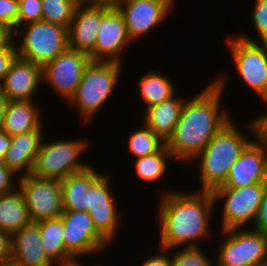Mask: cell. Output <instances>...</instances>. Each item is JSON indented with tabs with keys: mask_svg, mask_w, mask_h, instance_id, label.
I'll list each match as a JSON object with an SVG mask.
<instances>
[{
	"mask_svg": "<svg viewBox=\"0 0 267 266\" xmlns=\"http://www.w3.org/2000/svg\"><path fill=\"white\" fill-rule=\"evenodd\" d=\"M215 76L199 93L185 99L180 119L166 142L175 163H187L188 167L232 118L231 110L222 104L228 73L220 72Z\"/></svg>",
	"mask_w": 267,
	"mask_h": 266,
	"instance_id": "6da1fadb",
	"label": "cell"
},
{
	"mask_svg": "<svg viewBox=\"0 0 267 266\" xmlns=\"http://www.w3.org/2000/svg\"><path fill=\"white\" fill-rule=\"evenodd\" d=\"M160 189L155 216L160 237L157 247L167 250L202 247L201 240H214L210 229L216 210L212 191Z\"/></svg>",
	"mask_w": 267,
	"mask_h": 266,
	"instance_id": "7a4b0ae2",
	"label": "cell"
},
{
	"mask_svg": "<svg viewBox=\"0 0 267 266\" xmlns=\"http://www.w3.org/2000/svg\"><path fill=\"white\" fill-rule=\"evenodd\" d=\"M233 119L234 117L227 121L201 153L189 164L193 166L194 163H197L199 167L197 172L200 178V189L195 190L213 191L216 187L221 186L225 182L231 166L253 140L247 136L250 134V137H253L250 121H246L244 124L246 127L243 126V131Z\"/></svg>",
	"mask_w": 267,
	"mask_h": 266,
	"instance_id": "3957f363",
	"label": "cell"
},
{
	"mask_svg": "<svg viewBox=\"0 0 267 266\" xmlns=\"http://www.w3.org/2000/svg\"><path fill=\"white\" fill-rule=\"evenodd\" d=\"M123 64L124 62L90 61L86 66L77 91L66 102L75 108L82 125L97 119L94 116L111 100L112 93L117 90L120 74L123 73Z\"/></svg>",
	"mask_w": 267,
	"mask_h": 266,
	"instance_id": "277c9868",
	"label": "cell"
},
{
	"mask_svg": "<svg viewBox=\"0 0 267 266\" xmlns=\"http://www.w3.org/2000/svg\"><path fill=\"white\" fill-rule=\"evenodd\" d=\"M47 137L46 133L35 157L30 175L40 179L61 181L92 165V163L85 162L81 156H84L90 147V141L87 138L61 140L59 138L50 141Z\"/></svg>",
	"mask_w": 267,
	"mask_h": 266,
	"instance_id": "5b68a950",
	"label": "cell"
},
{
	"mask_svg": "<svg viewBox=\"0 0 267 266\" xmlns=\"http://www.w3.org/2000/svg\"><path fill=\"white\" fill-rule=\"evenodd\" d=\"M14 41L18 57L43 67L69 48L68 28L40 20L19 26Z\"/></svg>",
	"mask_w": 267,
	"mask_h": 266,
	"instance_id": "8992f818",
	"label": "cell"
},
{
	"mask_svg": "<svg viewBox=\"0 0 267 266\" xmlns=\"http://www.w3.org/2000/svg\"><path fill=\"white\" fill-rule=\"evenodd\" d=\"M215 266H267V236L249 228L218 232ZM221 238V240H220Z\"/></svg>",
	"mask_w": 267,
	"mask_h": 266,
	"instance_id": "52a82bcc",
	"label": "cell"
},
{
	"mask_svg": "<svg viewBox=\"0 0 267 266\" xmlns=\"http://www.w3.org/2000/svg\"><path fill=\"white\" fill-rule=\"evenodd\" d=\"M225 42L239 79L260 101H267V43L245 40L236 33L226 36Z\"/></svg>",
	"mask_w": 267,
	"mask_h": 266,
	"instance_id": "ba28073f",
	"label": "cell"
},
{
	"mask_svg": "<svg viewBox=\"0 0 267 266\" xmlns=\"http://www.w3.org/2000/svg\"><path fill=\"white\" fill-rule=\"evenodd\" d=\"M267 183H257L240 188L216 187L212 193L217 206L223 204L221 210V224L219 230L234 228H249L253 225Z\"/></svg>",
	"mask_w": 267,
	"mask_h": 266,
	"instance_id": "9c48e42d",
	"label": "cell"
},
{
	"mask_svg": "<svg viewBox=\"0 0 267 266\" xmlns=\"http://www.w3.org/2000/svg\"><path fill=\"white\" fill-rule=\"evenodd\" d=\"M111 175L103 172L91 185L88 213L96 231L112 246V242L119 237L118 230L120 231L121 218H124V215L115 200Z\"/></svg>",
	"mask_w": 267,
	"mask_h": 266,
	"instance_id": "30bf717a",
	"label": "cell"
},
{
	"mask_svg": "<svg viewBox=\"0 0 267 266\" xmlns=\"http://www.w3.org/2000/svg\"><path fill=\"white\" fill-rule=\"evenodd\" d=\"M61 219L64 226L66 250L80 263V258L105 254L111 246L95 229L87 211L63 210ZM80 259V261H79Z\"/></svg>",
	"mask_w": 267,
	"mask_h": 266,
	"instance_id": "8fae6325",
	"label": "cell"
},
{
	"mask_svg": "<svg viewBox=\"0 0 267 266\" xmlns=\"http://www.w3.org/2000/svg\"><path fill=\"white\" fill-rule=\"evenodd\" d=\"M90 61L88 55L66 49L42 67L43 86L52 88V92L61 100L68 102L77 91L83 72Z\"/></svg>",
	"mask_w": 267,
	"mask_h": 266,
	"instance_id": "7c38bea8",
	"label": "cell"
},
{
	"mask_svg": "<svg viewBox=\"0 0 267 266\" xmlns=\"http://www.w3.org/2000/svg\"><path fill=\"white\" fill-rule=\"evenodd\" d=\"M25 205L32 223L56 218L63 213L61 183L32 175L18 179Z\"/></svg>",
	"mask_w": 267,
	"mask_h": 266,
	"instance_id": "4fadbf2b",
	"label": "cell"
},
{
	"mask_svg": "<svg viewBox=\"0 0 267 266\" xmlns=\"http://www.w3.org/2000/svg\"><path fill=\"white\" fill-rule=\"evenodd\" d=\"M176 0H121L118 10L124 18L127 33L131 41L144 39L154 28L170 16ZM168 16V17H167ZM165 20V21H164Z\"/></svg>",
	"mask_w": 267,
	"mask_h": 266,
	"instance_id": "5bb4252c",
	"label": "cell"
},
{
	"mask_svg": "<svg viewBox=\"0 0 267 266\" xmlns=\"http://www.w3.org/2000/svg\"><path fill=\"white\" fill-rule=\"evenodd\" d=\"M132 43L118 8L106 9L101 16L96 45L89 56L90 60L122 63L125 59L123 54Z\"/></svg>",
	"mask_w": 267,
	"mask_h": 266,
	"instance_id": "9a60e30c",
	"label": "cell"
},
{
	"mask_svg": "<svg viewBox=\"0 0 267 266\" xmlns=\"http://www.w3.org/2000/svg\"><path fill=\"white\" fill-rule=\"evenodd\" d=\"M42 86V66L17 56L0 84V93L8 101H34Z\"/></svg>",
	"mask_w": 267,
	"mask_h": 266,
	"instance_id": "2e32d148",
	"label": "cell"
},
{
	"mask_svg": "<svg viewBox=\"0 0 267 266\" xmlns=\"http://www.w3.org/2000/svg\"><path fill=\"white\" fill-rule=\"evenodd\" d=\"M257 183H267V151L253 139L218 187L240 188Z\"/></svg>",
	"mask_w": 267,
	"mask_h": 266,
	"instance_id": "e0dca14e",
	"label": "cell"
},
{
	"mask_svg": "<svg viewBox=\"0 0 267 266\" xmlns=\"http://www.w3.org/2000/svg\"><path fill=\"white\" fill-rule=\"evenodd\" d=\"M104 7L77 6L68 27L69 49L90 56L96 45Z\"/></svg>",
	"mask_w": 267,
	"mask_h": 266,
	"instance_id": "ac0fdd59",
	"label": "cell"
},
{
	"mask_svg": "<svg viewBox=\"0 0 267 266\" xmlns=\"http://www.w3.org/2000/svg\"><path fill=\"white\" fill-rule=\"evenodd\" d=\"M44 125L43 123L39 128L26 134L11 136L3 163L19 178L28 176L32 171L35 157L45 136Z\"/></svg>",
	"mask_w": 267,
	"mask_h": 266,
	"instance_id": "d6986e66",
	"label": "cell"
},
{
	"mask_svg": "<svg viewBox=\"0 0 267 266\" xmlns=\"http://www.w3.org/2000/svg\"><path fill=\"white\" fill-rule=\"evenodd\" d=\"M11 259L22 266H56L45 253L36 223H30L12 235Z\"/></svg>",
	"mask_w": 267,
	"mask_h": 266,
	"instance_id": "ffe728a7",
	"label": "cell"
},
{
	"mask_svg": "<svg viewBox=\"0 0 267 266\" xmlns=\"http://www.w3.org/2000/svg\"><path fill=\"white\" fill-rule=\"evenodd\" d=\"M185 99L175 94L168 100L151 106L143 111L142 121L165 143L172 136L175 126L180 119Z\"/></svg>",
	"mask_w": 267,
	"mask_h": 266,
	"instance_id": "44dd1931",
	"label": "cell"
},
{
	"mask_svg": "<svg viewBox=\"0 0 267 266\" xmlns=\"http://www.w3.org/2000/svg\"><path fill=\"white\" fill-rule=\"evenodd\" d=\"M98 170L93 164L60 181L63 210L88 212L90 187L103 174Z\"/></svg>",
	"mask_w": 267,
	"mask_h": 266,
	"instance_id": "7402d4cb",
	"label": "cell"
},
{
	"mask_svg": "<svg viewBox=\"0 0 267 266\" xmlns=\"http://www.w3.org/2000/svg\"><path fill=\"white\" fill-rule=\"evenodd\" d=\"M35 101H8L2 130L10 136L29 133L43 123L41 106Z\"/></svg>",
	"mask_w": 267,
	"mask_h": 266,
	"instance_id": "603a6c76",
	"label": "cell"
},
{
	"mask_svg": "<svg viewBox=\"0 0 267 266\" xmlns=\"http://www.w3.org/2000/svg\"><path fill=\"white\" fill-rule=\"evenodd\" d=\"M48 258L57 266L80 264L67 250L64 243V226L61 216L36 223Z\"/></svg>",
	"mask_w": 267,
	"mask_h": 266,
	"instance_id": "cb8c5ba5",
	"label": "cell"
},
{
	"mask_svg": "<svg viewBox=\"0 0 267 266\" xmlns=\"http://www.w3.org/2000/svg\"><path fill=\"white\" fill-rule=\"evenodd\" d=\"M137 80L139 97L143 101L144 111L162 101L168 100L176 94V83L169 76L159 71L143 72ZM175 83V84H174Z\"/></svg>",
	"mask_w": 267,
	"mask_h": 266,
	"instance_id": "d4e9b609",
	"label": "cell"
},
{
	"mask_svg": "<svg viewBox=\"0 0 267 266\" xmlns=\"http://www.w3.org/2000/svg\"><path fill=\"white\" fill-rule=\"evenodd\" d=\"M30 223L29 212L18 187L10 193L0 195V230L13 235Z\"/></svg>",
	"mask_w": 267,
	"mask_h": 266,
	"instance_id": "484cf974",
	"label": "cell"
},
{
	"mask_svg": "<svg viewBox=\"0 0 267 266\" xmlns=\"http://www.w3.org/2000/svg\"><path fill=\"white\" fill-rule=\"evenodd\" d=\"M135 176L143 183L160 182L168 174V164L174 162L171 152L166 145L155 154L134 159Z\"/></svg>",
	"mask_w": 267,
	"mask_h": 266,
	"instance_id": "4316f807",
	"label": "cell"
},
{
	"mask_svg": "<svg viewBox=\"0 0 267 266\" xmlns=\"http://www.w3.org/2000/svg\"><path fill=\"white\" fill-rule=\"evenodd\" d=\"M141 123V128L133 129L126 141L127 152L135 159L155 154L166 145L148 126Z\"/></svg>",
	"mask_w": 267,
	"mask_h": 266,
	"instance_id": "83f0119b",
	"label": "cell"
},
{
	"mask_svg": "<svg viewBox=\"0 0 267 266\" xmlns=\"http://www.w3.org/2000/svg\"><path fill=\"white\" fill-rule=\"evenodd\" d=\"M41 3L42 20L69 27L77 7L75 0H41Z\"/></svg>",
	"mask_w": 267,
	"mask_h": 266,
	"instance_id": "f1b7e54d",
	"label": "cell"
},
{
	"mask_svg": "<svg viewBox=\"0 0 267 266\" xmlns=\"http://www.w3.org/2000/svg\"><path fill=\"white\" fill-rule=\"evenodd\" d=\"M211 253L208 256L202 247L175 248L171 250L172 266H215Z\"/></svg>",
	"mask_w": 267,
	"mask_h": 266,
	"instance_id": "f546056e",
	"label": "cell"
},
{
	"mask_svg": "<svg viewBox=\"0 0 267 266\" xmlns=\"http://www.w3.org/2000/svg\"><path fill=\"white\" fill-rule=\"evenodd\" d=\"M253 7L250 9V19L251 25L253 26L252 31H256V38L252 39V36L248 34H237L240 38L257 42V43H267V0H254Z\"/></svg>",
	"mask_w": 267,
	"mask_h": 266,
	"instance_id": "4dcf8cb0",
	"label": "cell"
},
{
	"mask_svg": "<svg viewBox=\"0 0 267 266\" xmlns=\"http://www.w3.org/2000/svg\"><path fill=\"white\" fill-rule=\"evenodd\" d=\"M19 18L18 27L42 20L41 0H18Z\"/></svg>",
	"mask_w": 267,
	"mask_h": 266,
	"instance_id": "1f68e13d",
	"label": "cell"
},
{
	"mask_svg": "<svg viewBox=\"0 0 267 266\" xmlns=\"http://www.w3.org/2000/svg\"><path fill=\"white\" fill-rule=\"evenodd\" d=\"M18 0H0V22L9 26L13 31L18 28Z\"/></svg>",
	"mask_w": 267,
	"mask_h": 266,
	"instance_id": "d6a6232c",
	"label": "cell"
},
{
	"mask_svg": "<svg viewBox=\"0 0 267 266\" xmlns=\"http://www.w3.org/2000/svg\"><path fill=\"white\" fill-rule=\"evenodd\" d=\"M266 111L262 115L252 118L253 139L267 151V101H263Z\"/></svg>",
	"mask_w": 267,
	"mask_h": 266,
	"instance_id": "836d02e7",
	"label": "cell"
},
{
	"mask_svg": "<svg viewBox=\"0 0 267 266\" xmlns=\"http://www.w3.org/2000/svg\"><path fill=\"white\" fill-rule=\"evenodd\" d=\"M17 56L16 44H7L0 47V84Z\"/></svg>",
	"mask_w": 267,
	"mask_h": 266,
	"instance_id": "e575fe53",
	"label": "cell"
},
{
	"mask_svg": "<svg viewBox=\"0 0 267 266\" xmlns=\"http://www.w3.org/2000/svg\"><path fill=\"white\" fill-rule=\"evenodd\" d=\"M19 177L0 161V195L10 193L18 187ZM16 180V181H15Z\"/></svg>",
	"mask_w": 267,
	"mask_h": 266,
	"instance_id": "d590c367",
	"label": "cell"
},
{
	"mask_svg": "<svg viewBox=\"0 0 267 266\" xmlns=\"http://www.w3.org/2000/svg\"><path fill=\"white\" fill-rule=\"evenodd\" d=\"M156 252L144 259L140 266H172L171 250L158 247Z\"/></svg>",
	"mask_w": 267,
	"mask_h": 266,
	"instance_id": "8d00e7d4",
	"label": "cell"
},
{
	"mask_svg": "<svg viewBox=\"0 0 267 266\" xmlns=\"http://www.w3.org/2000/svg\"><path fill=\"white\" fill-rule=\"evenodd\" d=\"M250 228L267 236V186L256 219Z\"/></svg>",
	"mask_w": 267,
	"mask_h": 266,
	"instance_id": "74e56055",
	"label": "cell"
},
{
	"mask_svg": "<svg viewBox=\"0 0 267 266\" xmlns=\"http://www.w3.org/2000/svg\"><path fill=\"white\" fill-rule=\"evenodd\" d=\"M12 258V235L0 230V265Z\"/></svg>",
	"mask_w": 267,
	"mask_h": 266,
	"instance_id": "f35d334b",
	"label": "cell"
},
{
	"mask_svg": "<svg viewBox=\"0 0 267 266\" xmlns=\"http://www.w3.org/2000/svg\"><path fill=\"white\" fill-rule=\"evenodd\" d=\"M75 2L77 6L116 9L121 0H75Z\"/></svg>",
	"mask_w": 267,
	"mask_h": 266,
	"instance_id": "ab89813d",
	"label": "cell"
},
{
	"mask_svg": "<svg viewBox=\"0 0 267 266\" xmlns=\"http://www.w3.org/2000/svg\"><path fill=\"white\" fill-rule=\"evenodd\" d=\"M15 44L14 31L6 24L0 22V47Z\"/></svg>",
	"mask_w": 267,
	"mask_h": 266,
	"instance_id": "60d3db41",
	"label": "cell"
},
{
	"mask_svg": "<svg viewBox=\"0 0 267 266\" xmlns=\"http://www.w3.org/2000/svg\"><path fill=\"white\" fill-rule=\"evenodd\" d=\"M11 136L5 131H0V161H3L10 146Z\"/></svg>",
	"mask_w": 267,
	"mask_h": 266,
	"instance_id": "b9f144b4",
	"label": "cell"
},
{
	"mask_svg": "<svg viewBox=\"0 0 267 266\" xmlns=\"http://www.w3.org/2000/svg\"><path fill=\"white\" fill-rule=\"evenodd\" d=\"M8 100L0 93V131L3 128V120L7 108Z\"/></svg>",
	"mask_w": 267,
	"mask_h": 266,
	"instance_id": "7bdbcfd3",
	"label": "cell"
},
{
	"mask_svg": "<svg viewBox=\"0 0 267 266\" xmlns=\"http://www.w3.org/2000/svg\"><path fill=\"white\" fill-rule=\"evenodd\" d=\"M0 266H22L19 263L15 262L14 260H9L1 264Z\"/></svg>",
	"mask_w": 267,
	"mask_h": 266,
	"instance_id": "ee69618b",
	"label": "cell"
},
{
	"mask_svg": "<svg viewBox=\"0 0 267 266\" xmlns=\"http://www.w3.org/2000/svg\"><path fill=\"white\" fill-rule=\"evenodd\" d=\"M100 264V262L98 263V265L97 266H102V264L101 265H99ZM75 266H87L86 264L84 265L83 263H80V264H77V265H75ZM96 266V265H95Z\"/></svg>",
	"mask_w": 267,
	"mask_h": 266,
	"instance_id": "f6af8a7d",
	"label": "cell"
}]
</instances>
